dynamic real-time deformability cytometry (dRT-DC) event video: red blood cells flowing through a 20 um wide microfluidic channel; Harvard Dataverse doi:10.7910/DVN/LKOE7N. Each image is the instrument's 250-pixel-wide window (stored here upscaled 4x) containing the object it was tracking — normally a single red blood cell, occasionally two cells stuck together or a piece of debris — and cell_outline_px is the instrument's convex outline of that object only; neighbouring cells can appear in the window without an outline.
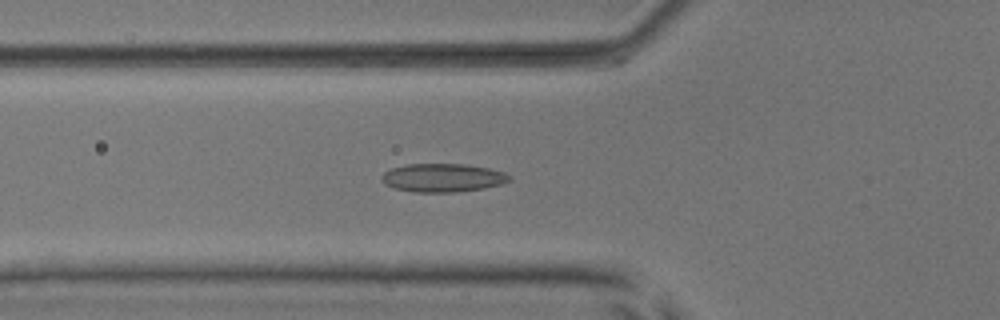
{"species": "common noctule bat (a hibernating species)", "species_latin": "Nyctalus noctula", "temperature_condition": "room temperature", "stored_images_in_passage": 54, "camera_frame_rate_fps": 3000, "um_per_image_px": 0.085, "animal": {"sex": "male", "body_mass_g": 17.9, "forearm_length_mm": 54.2}, "frame": {"image": 1, "passage_image": 20, "time_ms": 6.333, "image_size_px": [1000, 320], "cell_outline_px": [[512, 180], [500, 184], [484, 188], [456, 192], [412, 192], [396, 188], [384, 184], [380, 176], [384, 172], [392, 168], [408, 164], [464, 164], [488, 168], [504, 172], [512, 176]], "centroid_in_image_um": [37.64, 15.11], "position_along_channel_um": 88.2, "area_um2": 21.15}}
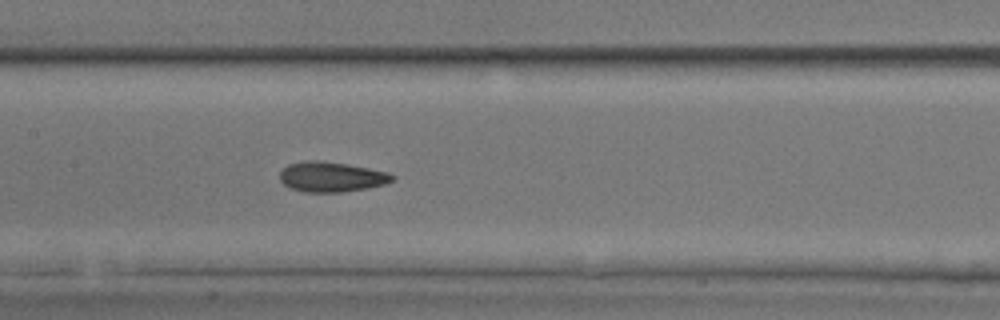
{"frame": {"image": 2, "passage_image": 27, "time_ms": 8.667, "image_size_px": [1000, 320], "cell_outline_px": [[396, 180], [384, 184], [368, 188], [340, 192], [304, 192], [288, 188], [280, 180], [280, 172], [288, 164], [308, 160], [316, 160], [348, 164], [388, 172], [396, 176]], "centroid_in_image_um": [28.18, 15.04], "position_along_channel_um": 179.2, "area_um2": 19.83}}
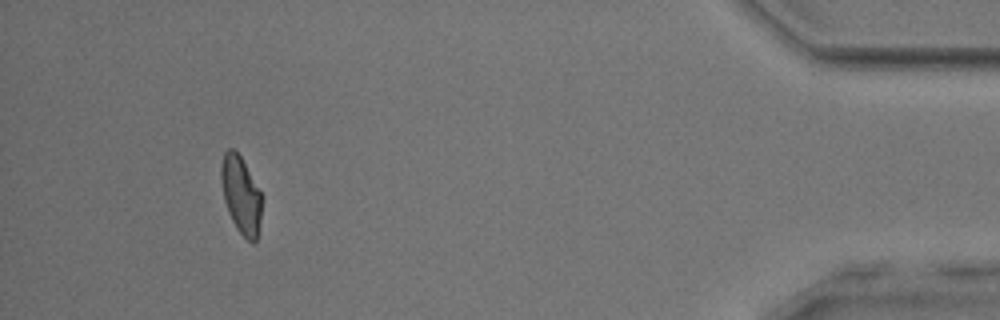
{"frame": {"image": 3, "passage_image": 50, "time_ms": 16.333, "image_size_px": [1000, 320], "cell_outline_px": [[264, 196], [256, 244], [252, 244], [236, 228], [228, 212], [224, 200], [220, 176], [220, 168], [224, 152], [228, 148], [232, 148], [240, 156]], "centroid_in_image_um": [20.5, 16.59], "position_along_channel_um": 414.7, "area_um2": 18.61}, "authors_computed_cell_mechanics": {"area_um2": 19.652, "velocity_mm_per_s": 3.9002, "shape_relaxation_time_tau1_ms": 8.0944, "shape_relaxation_time_tau2_ms": 2.0931, "deformation_change_tau1": 0.1616, "deformation_change_tau2": 0.0951}}